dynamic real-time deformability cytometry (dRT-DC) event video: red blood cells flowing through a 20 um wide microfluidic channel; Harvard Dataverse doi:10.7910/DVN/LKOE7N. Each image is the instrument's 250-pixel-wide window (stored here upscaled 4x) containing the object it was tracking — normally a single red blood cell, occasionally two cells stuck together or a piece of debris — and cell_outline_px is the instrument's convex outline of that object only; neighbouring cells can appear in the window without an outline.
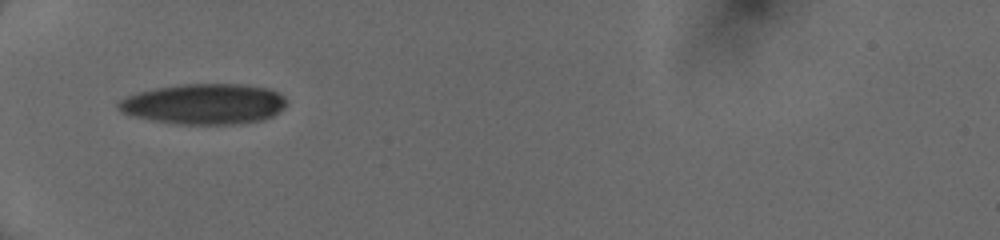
{"species": "human", "species_latin": "Homo sapiens", "temperature_condition": "cold", "stored_images_in_passage": 33, "camera_frame_rate_fps": 3000, "um_per_image_px": 0.085, "donor": {"sex": "female"}, "frame": {"image": 1, "passage_image": 1, "time_ms": 0.0, "image_size_px": [1000, 240], "cell_outline_px": [[288, 104], [284, 108], [272, 116], [260, 120], [232, 124], [180, 124], [152, 120], [136, 116], [124, 112], [116, 108], [116, 104], [120, 100], [136, 92], [156, 88], [180, 84], [240, 84], [268, 88], [284, 96], [288, 100]], "centroid_in_image_um": [17.37, 8.83], "position_along_channel_um": 67.6, "area_um2": 39.59}}
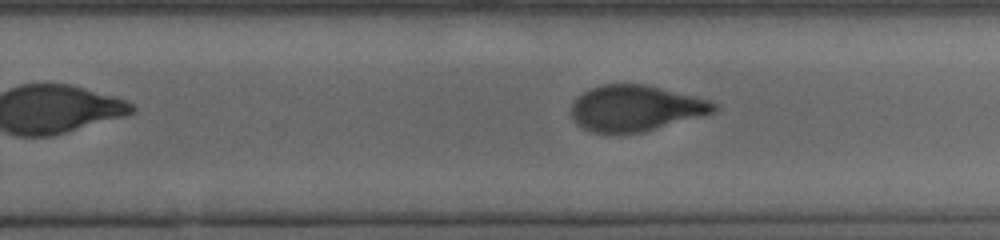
{"frame": {"image": 2, "passage_image": 17, "time_ms": 5.333, "image_size_px": [1000, 240], "cell_outline_px": [[716, 108], [712, 112], [644, 132], [592, 132], [576, 124], [572, 120], [572, 104], [584, 92], [600, 84], [644, 84], [712, 100], [716, 104]], "centroid_in_image_um": [54.0, 9.19], "position_along_channel_um": 275.8, "area_um2": 37.51}}
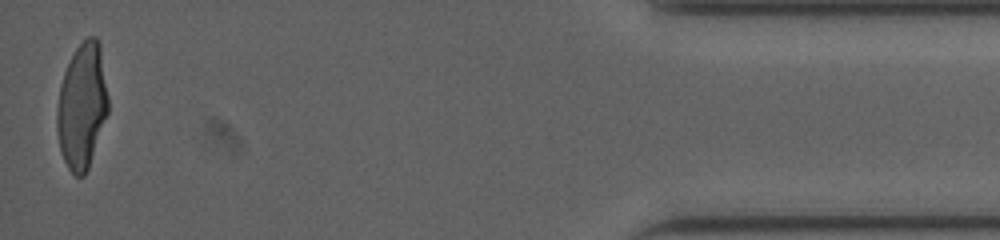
{"frame": {"image": 3, "passage_image": 33, "time_ms": 10.667, "image_size_px": [1000, 240], "cell_outline_px": [[108, 112], [88, 168], [84, 176], [76, 176], [68, 168], [60, 152], [56, 128], [56, 112], [60, 84], [64, 72], [76, 48], [88, 36], [96, 36], [100, 44], [108, 100]], "centroid_in_image_um": [6.96, 9.02], "position_along_channel_um": 428.2, "area_um2": 37.28}, "authors_computed_cell_mechanics": {"area_um2": 38.4948, "velocity_mm_per_s": 4.0597, "shape_relaxation_time_tau1_ms": 4.4281, "shape_relaxation_time_tau2_ms": 1.0576, "deformation_change_tau1": 0.1934, "deformation_change_tau2": 0.0644}}